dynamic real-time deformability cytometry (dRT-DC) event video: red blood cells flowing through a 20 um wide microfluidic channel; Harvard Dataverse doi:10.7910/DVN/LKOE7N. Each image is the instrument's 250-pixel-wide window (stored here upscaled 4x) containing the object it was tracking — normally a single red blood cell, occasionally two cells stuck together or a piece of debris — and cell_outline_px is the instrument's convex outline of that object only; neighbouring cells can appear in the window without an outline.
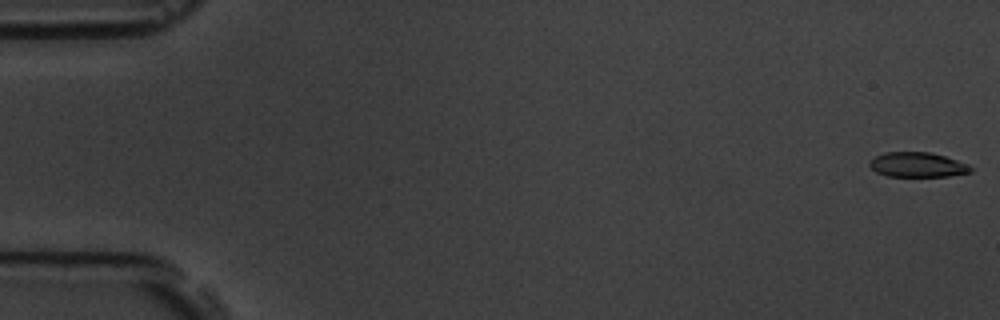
{"species": "common noctule bat (a hibernating species)", "species_latin": "Nyctalus noctula", "temperature_condition": "room temperature", "stored_images_in_passage": 56, "camera_frame_rate_fps": 3000, "um_per_image_px": 0.085, "animal": {"sex": "male", "body_mass_g": 19.5, "forearm_length_mm": 54.6}, "frame": {"image": 1, "passage_image": 1, "time_ms": 0.0, "image_size_px": [1000, 320], "cell_outline_px": [[972, 172], [948, 176], [888, 176], [876, 172], [868, 164], [876, 156], [884, 152], [932, 152], [968, 164], [972, 168]], "centroid_in_image_um": [78.0, 14.0], "position_along_channel_um": 7.0, "area_um2": 14.51}}
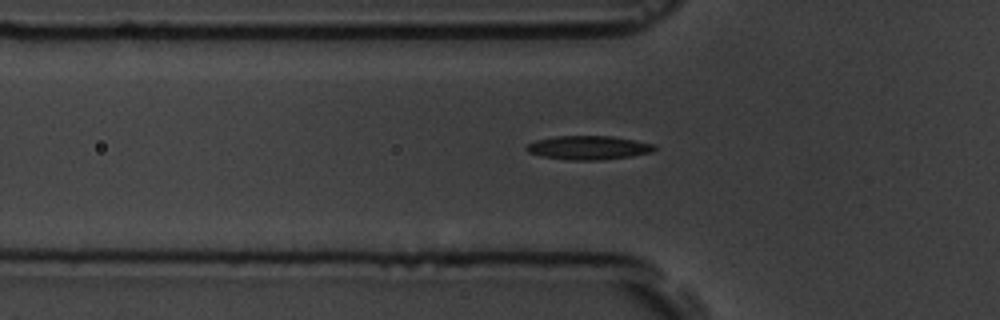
{"frame": {"image": 2, "passage_image": 19, "time_ms": 6.0, "image_size_px": [1000, 320], "cell_outline_px": [[656, 148], [652, 152], [632, 156], [600, 160], [572, 160], [540, 156], [528, 152], [524, 148], [528, 144], [536, 140], [556, 136], [612, 136], [636, 140], [656, 144]], "centroid_in_image_um": [50.04, 12.55], "position_along_channel_um": 75.8, "area_um2": 17.86}}
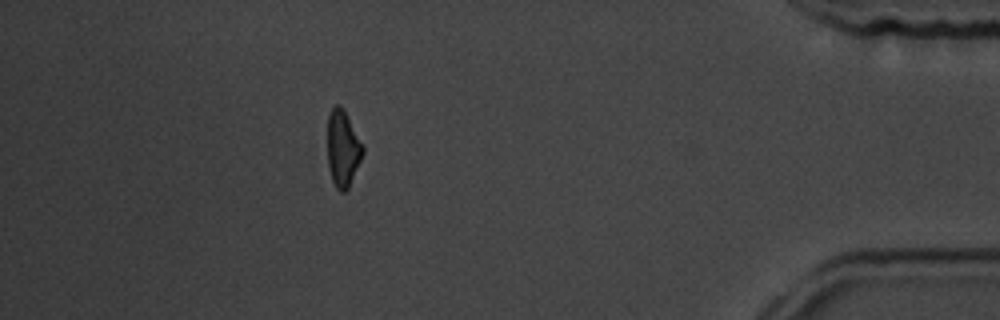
{"frame": {"image": 3, "passage_image": 50, "time_ms": 16.333, "image_size_px": [1000, 320], "cell_outline_px": [[364, 152], [348, 188], [344, 192], [340, 192], [336, 188], [332, 180], [328, 168], [328, 116], [332, 108], [336, 104], [340, 104], [344, 108], [364, 144]], "centroid_in_image_um": [29.15, 12.59], "position_along_channel_um": 406.0, "area_um2": 15.95}, "authors_computed_cell_mechanics": {"area_um2": 16.5308, "velocity_mm_per_s": 3.6706, "shape_relaxation_time_tau1_ms": 5.2928, "shape_relaxation_time_tau2_ms": 4.2443, "deformation_change_tau1": 0.1513, "deformation_change_tau2": 0.1272}}